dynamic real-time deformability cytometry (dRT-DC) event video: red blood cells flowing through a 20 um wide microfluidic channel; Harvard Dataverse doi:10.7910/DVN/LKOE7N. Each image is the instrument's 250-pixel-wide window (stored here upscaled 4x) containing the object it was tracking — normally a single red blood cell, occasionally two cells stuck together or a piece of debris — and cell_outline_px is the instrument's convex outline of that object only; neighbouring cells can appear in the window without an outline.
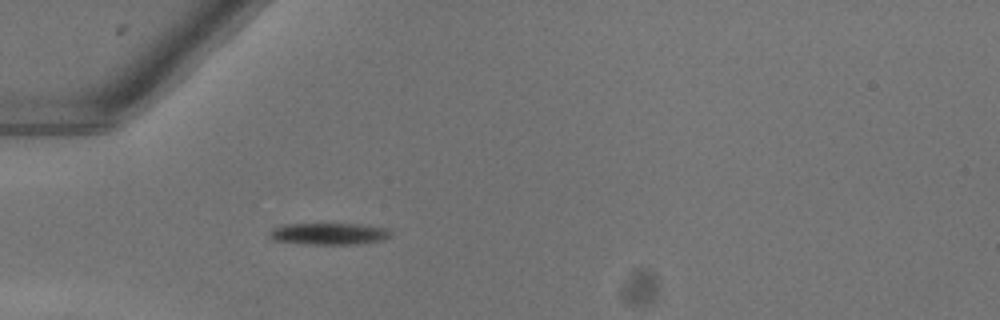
{"species": "common noctule bat (a hibernating species)", "species_latin": "Nyctalus noctula", "temperature_condition": "warm", "stored_images_in_passage": 36, "camera_frame_rate_fps": 3000, "um_per_image_px": 0.085, "animal": {"sex": "female"}, "frame": {"image": 1, "passage_image": 1, "time_ms": 0.0, "image_size_px": [1000, 320], "cell_outline_px": [[392, 236], [384, 240], [352, 244], [308, 244], [276, 240], [268, 236], [268, 232], [272, 228], [284, 224], [368, 224], [384, 228], [392, 232]], "centroid_in_image_um": [27.99, 19.86], "position_along_channel_um": 57.0, "area_um2": 15.37}}
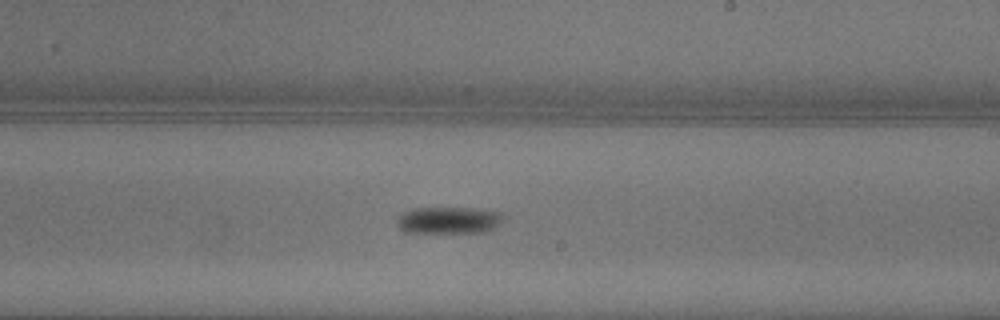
{"frame": {"image": 2, "passage_image": 16, "time_ms": 5.0, "image_size_px": [1000, 320], "cell_outline_px": [[504, 216], [492, 228], [484, 232], [404, 232], [396, 224], [396, 220], [404, 212], [416, 208], [468, 208], [500, 212]], "centroid_in_image_um": [38.08, 18.72], "position_along_channel_um": 250.9, "area_um2": 16.24}}
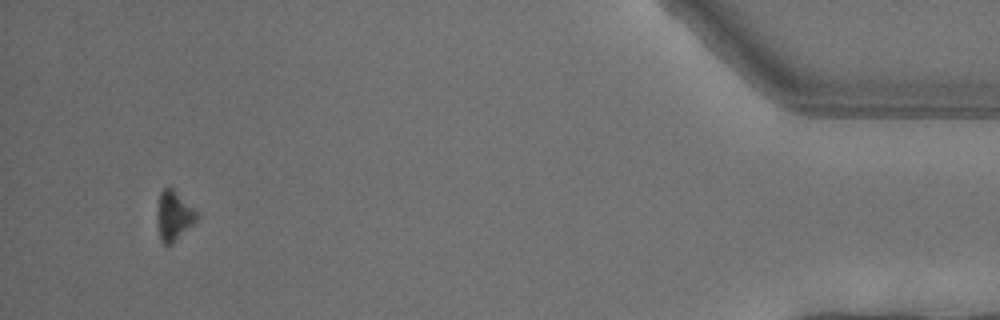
{"frame": {"image": 3, "passage_image": 34, "time_ms": 11.0, "image_size_px": [1000, 320], "cell_outline_px": [[200, 216], [172, 244], [164, 244], [160, 240], [160, 192], [164, 188], [172, 188], [196, 208]], "centroid_in_image_um": [14.87, 18.32], "position_along_channel_um": 420.3, "area_um2": 10.81}, "authors_computed_cell_mechanics": {"area_um2": 15.1147, "velocity_mm_per_s": 4.0385, "shape_relaxation_time_tau1_ms": 1.1451, "shape_relaxation_time_tau2_ms": null, "deformation_change_tau1": 0.1236, "deformation_change_tau2": null}}